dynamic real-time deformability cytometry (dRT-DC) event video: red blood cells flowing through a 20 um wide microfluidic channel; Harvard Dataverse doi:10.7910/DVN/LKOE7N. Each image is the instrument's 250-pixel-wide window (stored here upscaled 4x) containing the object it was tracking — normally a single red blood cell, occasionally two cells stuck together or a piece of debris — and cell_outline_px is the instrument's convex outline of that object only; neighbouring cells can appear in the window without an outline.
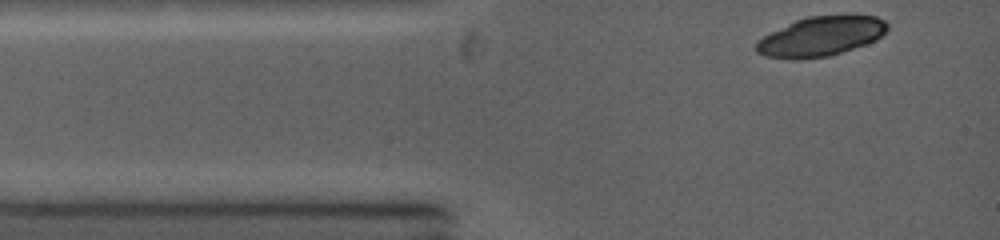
{"species": "common noctule bat (a hibernating species)", "species_latin": "Nyctalus noctula", "temperature_condition": "warm", "stored_images_in_passage": 5, "camera_frame_rate_fps": 5000, "um_per_image_px": 0.085, "animal": {"sex": "female", "body_mass_g": 19.0, "forearm_length_mm": 53.3}, "frame": {"image": 1, "passage_image": 1, "time_ms": 0.0, "image_size_px": [1000, 240], "cell_outline_px": [[888, 28], [876, 40], [828, 56], [800, 60], [796, 60], [768, 56], [756, 52], [756, 44], [764, 36], [796, 20], [808, 16], [848, 12], [856, 12], [876, 16], [884, 20], [888, 24]], "centroid_in_image_um": [69.85, 3.04], "position_along_channel_um": 15.2, "area_um2": 30.69}}